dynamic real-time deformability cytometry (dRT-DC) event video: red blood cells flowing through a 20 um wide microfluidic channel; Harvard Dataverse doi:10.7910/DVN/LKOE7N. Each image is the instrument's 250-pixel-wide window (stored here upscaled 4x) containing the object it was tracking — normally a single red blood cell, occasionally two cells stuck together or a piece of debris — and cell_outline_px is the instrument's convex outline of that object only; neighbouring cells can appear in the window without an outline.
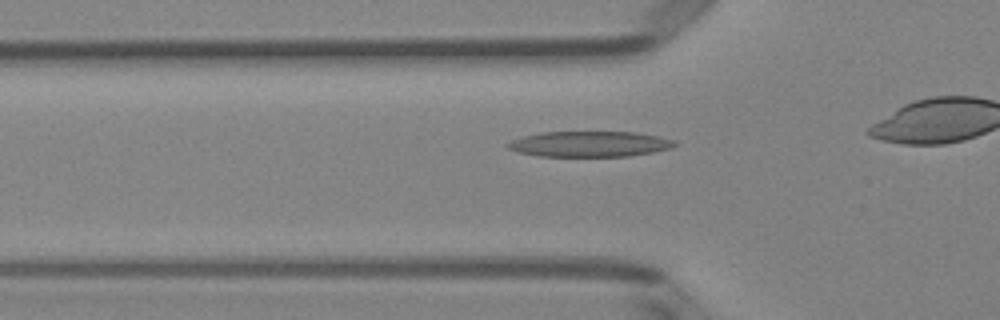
{"species": "Egyptian fruit bat (a non-hibernating species)", "species_latin": "Rousettus aegyptiacus", "temperature_condition": "room temperature", "stored_images_in_passage": 37, "camera_frame_rate_fps": 3000, "um_per_image_px": 0.085, "animal": {"sex": "female"}, "frame": {"image": 1, "passage_image": 13, "time_ms": 4.0, "image_size_px": [1000, 320], "cell_outline_px": [[680, 144], [672, 148], [652, 152], [628, 156], [540, 156], [520, 152], [508, 148], [504, 144], [520, 136], [540, 132], [632, 132], [656, 136], [676, 140]], "centroid_in_image_um": [50.12, 12.23], "position_along_channel_um": 75.7, "area_um2": 24.91}}
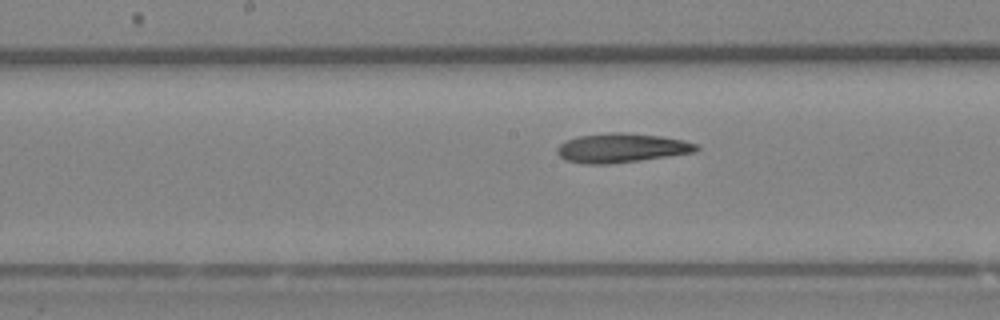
{"frame": {"image": 2, "passage_image": 22, "time_ms": 7.0, "image_size_px": [1000, 320], "cell_outline_px": [[700, 148], [696, 152], [612, 164], [584, 164], [564, 160], [556, 152], [556, 148], [564, 140], [580, 136], [612, 132], [624, 132], [660, 136], [684, 140], [696, 144]], "centroid_in_image_um": [52.8, 12.58], "position_along_channel_um": 195.4, "area_um2": 23.81}}
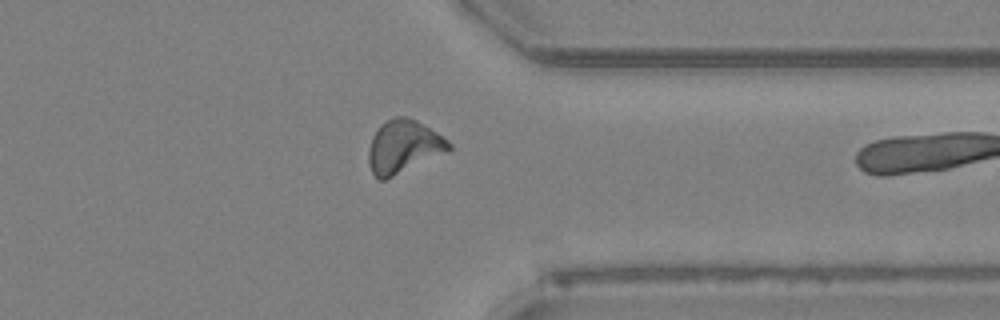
{"frame": {"image": 3, "passage_image": 36, "time_ms": 11.667, "image_size_px": [1000, 320], "cell_outline_px": [[452, 148], [448, 152], [384, 180], [380, 180], [372, 172], [368, 160], [368, 148], [372, 136], [380, 124], [396, 116], [408, 116], [416, 120], [436, 132], [448, 140], [452, 144]], "centroid_in_image_um": [34.3, 12.45], "position_along_channel_um": 377.1, "area_um2": 24.8}}